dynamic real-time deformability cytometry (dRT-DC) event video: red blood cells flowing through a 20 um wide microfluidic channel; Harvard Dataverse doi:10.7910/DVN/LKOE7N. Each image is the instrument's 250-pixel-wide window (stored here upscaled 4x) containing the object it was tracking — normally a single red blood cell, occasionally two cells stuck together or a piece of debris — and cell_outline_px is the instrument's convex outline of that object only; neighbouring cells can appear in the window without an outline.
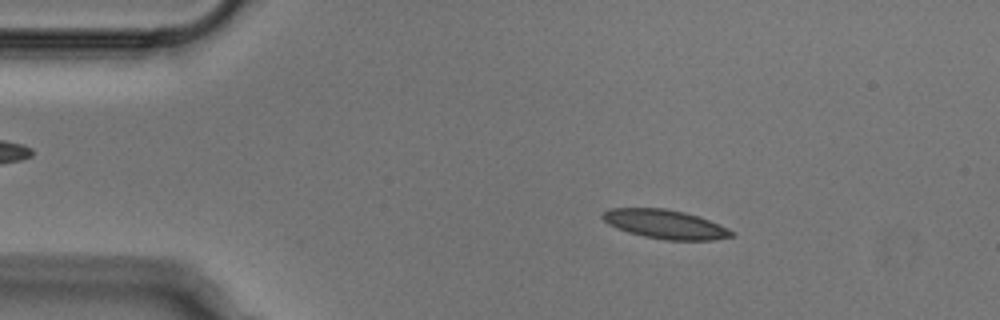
{"species": "Egyptian fruit bat (a non-hibernating species)", "species_latin": "Rousettus aegyptiacus", "temperature_condition": "cold", "stored_images_in_passage": 51, "camera_frame_rate_fps": 3000, "um_per_image_px": 0.085, "animal": {"sex": "male"}, "frame": {"image": 1, "passage_image": 8, "time_ms": 2.333, "image_size_px": [1000, 320], "cell_outline_px": [[736, 236], [712, 240], [664, 240], [644, 236], [628, 232], [616, 228], [608, 224], [600, 216], [604, 212], [612, 208], [664, 208], [684, 212], [700, 216], [728, 228], [736, 232]], "centroid_in_image_um": [56.58, 19.06], "position_along_channel_um": 28.4, "area_um2": 21.91}}
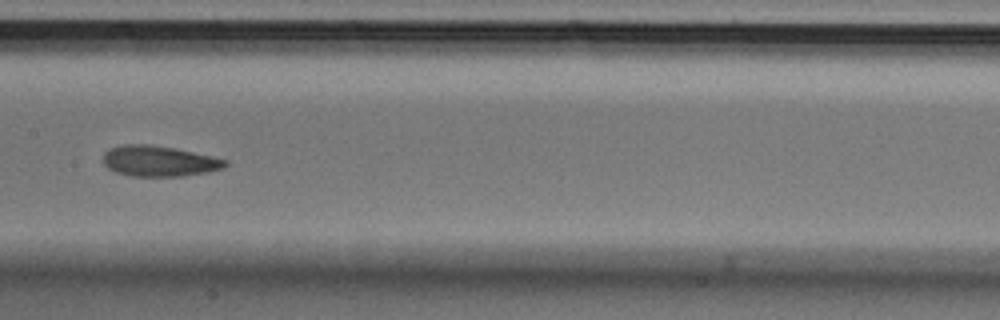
{"frame": {"image": 2, "passage_image": 25, "time_ms": 8.0, "image_size_px": [1000, 320], "cell_outline_px": [[228, 164], [224, 168], [208, 172], [184, 176], [132, 176], [116, 172], [108, 168], [104, 164], [104, 152], [108, 148], [124, 144], [148, 144], [172, 148], [212, 156], [228, 160]], "centroid_in_image_um": [13.52, 13.69], "position_along_channel_um": 193.9, "area_um2": 21.79}}
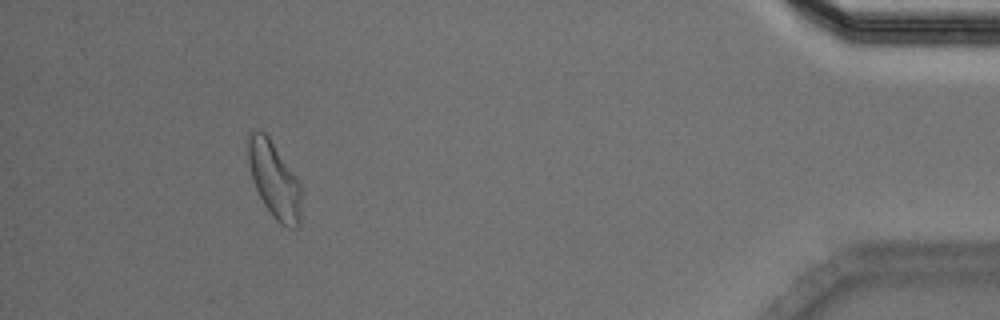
{"frame": {"image": 3, "passage_image": 47, "time_ms": 15.333, "image_size_px": [1000, 320], "cell_outline_px": [[300, 224], [296, 228], [288, 228], [280, 224], [272, 216], [264, 204], [256, 188], [248, 164], [248, 132], [264, 132], [268, 136], [300, 184]], "centroid_in_image_um": [23.3, 15.33], "position_along_channel_um": 411.9, "area_um2": 23.0}}